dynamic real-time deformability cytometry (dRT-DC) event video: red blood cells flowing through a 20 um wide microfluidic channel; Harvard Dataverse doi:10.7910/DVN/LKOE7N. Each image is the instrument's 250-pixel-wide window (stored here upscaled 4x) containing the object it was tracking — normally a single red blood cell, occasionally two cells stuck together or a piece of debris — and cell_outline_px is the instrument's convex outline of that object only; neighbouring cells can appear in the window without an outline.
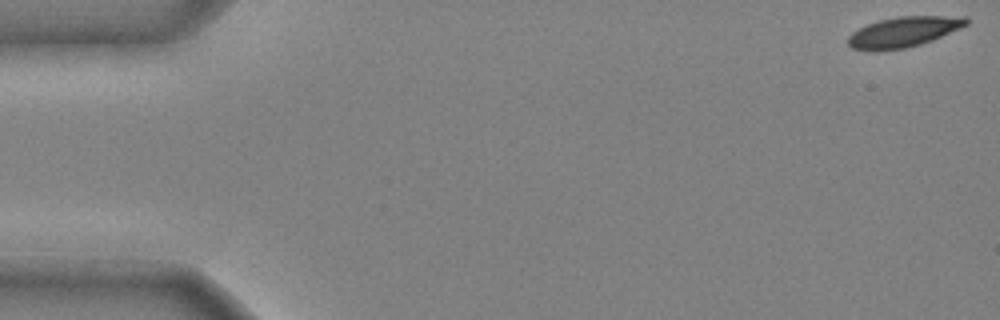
{"species": "common noctule bat (a hibernating species)", "species_latin": "Nyctalus noctula", "temperature_condition": "cold", "stored_images_in_passage": 44, "camera_frame_rate_fps": 3000, "um_per_image_px": 0.085, "animal": {"sex": "male", "body_mass_g": 20.4}, "frame": {"image": 1, "passage_image": 1, "time_ms": 0.0, "image_size_px": [1000, 320], "cell_outline_px": [[968, 24], [960, 28], [932, 40], [920, 44], [904, 48], [880, 52], [876, 52], [852, 48], [848, 44], [848, 36], [852, 32], [868, 24], [880, 20], [896, 16], [964, 16], [968, 20]], "centroid_in_image_um": [76.78, 2.72], "position_along_channel_um": 8.2, "area_um2": 20.92}}
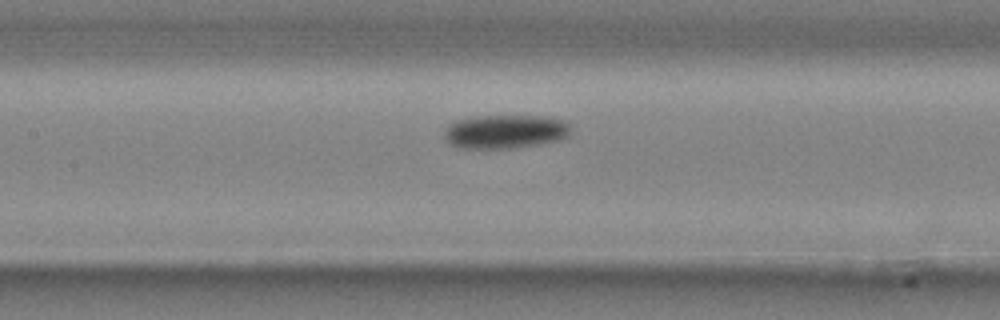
{"frame": {"image": 2, "passage_image": 23, "time_ms": 7.333, "image_size_px": [1000, 320], "cell_outline_px": [[572, 128], [568, 136], [560, 140], [540, 144], [516, 148], [460, 148], [448, 144], [444, 136], [444, 128], [456, 120], [472, 116], [544, 116], [564, 120]], "centroid_in_image_um": [42.93, 11.19], "position_along_channel_um": 164.5, "area_um2": 25.26}}
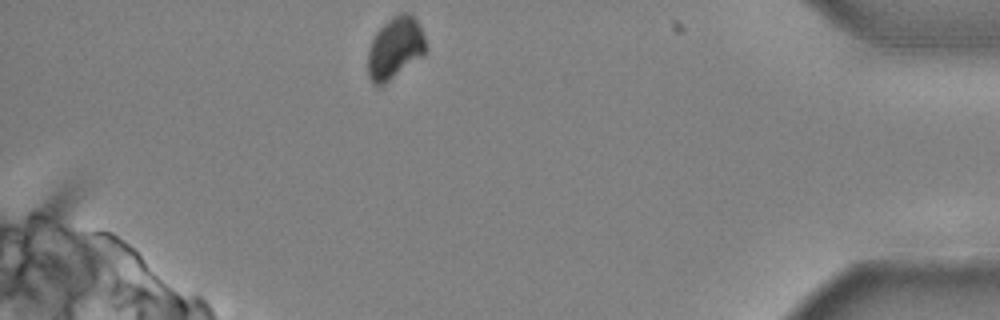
{"frame": {"image": 3, "passage_image": 44, "time_ms": 14.333, "image_size_px": [1000, 320], "cell_outline_px": [[428, 48], [424, 56], [384, 84], [372, 84], [368, 76], [368, 48], [376, 32], [392, 16], [400, 12], [408, 12], [420, 24]], "centroid_in_image_um": [33.61, 4.07], "position_along_channel_um": 401.6, "area_um2": 21.1}, "authors_computed_cell_mechanics": {"area_um2": 23.6113, "velocity_mm_per_s": 3.9474, "shape_relaxation_time_tau1_ms": 3.7381, "shape_relaxation_time_tau2_ms": null, "deformation_change_tau1": 0.1125, "deformation_change_tau2": null}}